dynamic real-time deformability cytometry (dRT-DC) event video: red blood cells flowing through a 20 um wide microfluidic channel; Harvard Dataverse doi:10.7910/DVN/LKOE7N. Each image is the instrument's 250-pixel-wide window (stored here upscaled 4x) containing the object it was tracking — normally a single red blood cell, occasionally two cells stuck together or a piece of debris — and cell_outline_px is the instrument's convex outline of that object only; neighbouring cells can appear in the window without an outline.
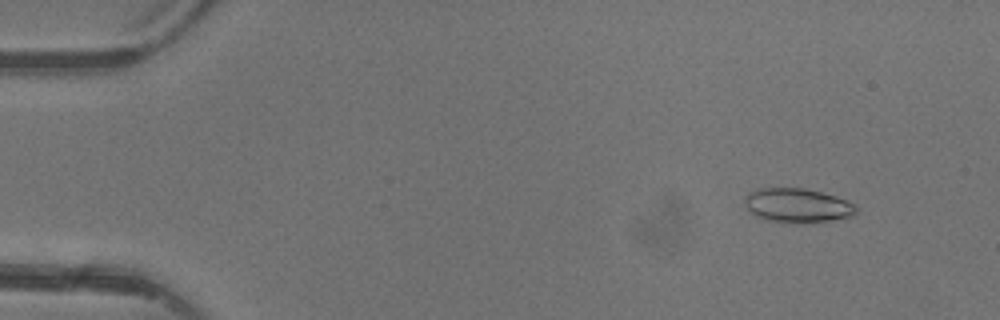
{"species": "common noctule bat (a hibernating species)", "species_latin": "Nyctalus noctula", "temperature_condition": "warm", "stored_images_in_passage": 4, "camera_frame_rate_fps": 3000, "um_per_image_px": 0.085, "animal": {"sex": "female"}, "frame": {"image": 1, "passage_image": 2, "time_ms": 1.333, "image_size_px": [1000, 320], "cell_outline_px": [[856, 212], [852, 216], [804, 224], [800, 224], [768, 220], [756, 216], [744, 204], [744, 200], [748, 192], [756, 188], [804, 188], [836, 196], [848, 200], [856, 204]], "centroid_in_image_um": [67.78, 17.46], "position_along_channel_um": 17.2, "area_um2": 22.31}}